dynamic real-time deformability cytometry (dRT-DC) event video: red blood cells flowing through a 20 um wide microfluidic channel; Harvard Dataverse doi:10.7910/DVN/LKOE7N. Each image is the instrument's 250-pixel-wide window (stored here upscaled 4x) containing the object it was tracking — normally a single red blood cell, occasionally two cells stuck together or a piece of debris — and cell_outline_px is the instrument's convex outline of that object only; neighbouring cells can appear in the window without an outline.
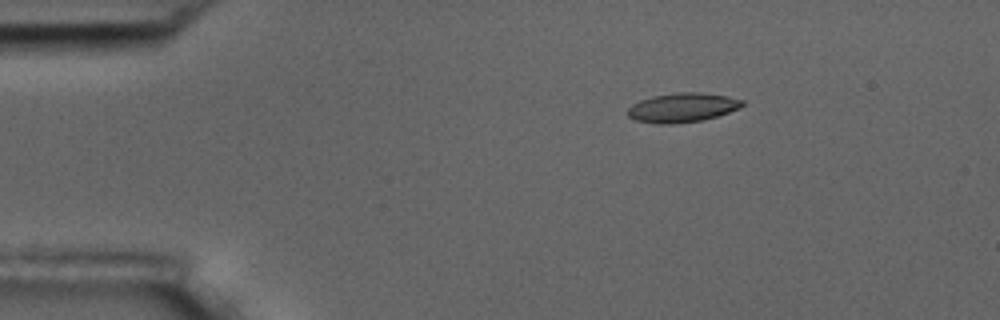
{"species": "common noctule bat (a hibernating species)", "species_latin": "Nyctalus noctula", "temperature_condition": "room temperature", "stored_images_in_passage": 5, "camera_frame_rate_fps": 3000, "um_per_image_px": 0.085, "animal": {"sex": "male", "body_mass_g": 17.5, "forearm_length_mm": 52.3}, "frame": {"image": 1, "passage_image": 3, "time_ms": 3.0, "image_size_px": [1000, 320], "cell_outline_px": [[744, 104], [740, 108], [704, 120], [672, 124], [656, 124], [636, 120], [628, 116], [628, 108], [632, 104], [640, 100], [652, 96], [676, 92], [700, 92], [728, 96], [744, 100]], "centroid_in_image_um": [58.0, 9.14], "position_along_channel_um": 27.0, "area_um2": 19.65}}